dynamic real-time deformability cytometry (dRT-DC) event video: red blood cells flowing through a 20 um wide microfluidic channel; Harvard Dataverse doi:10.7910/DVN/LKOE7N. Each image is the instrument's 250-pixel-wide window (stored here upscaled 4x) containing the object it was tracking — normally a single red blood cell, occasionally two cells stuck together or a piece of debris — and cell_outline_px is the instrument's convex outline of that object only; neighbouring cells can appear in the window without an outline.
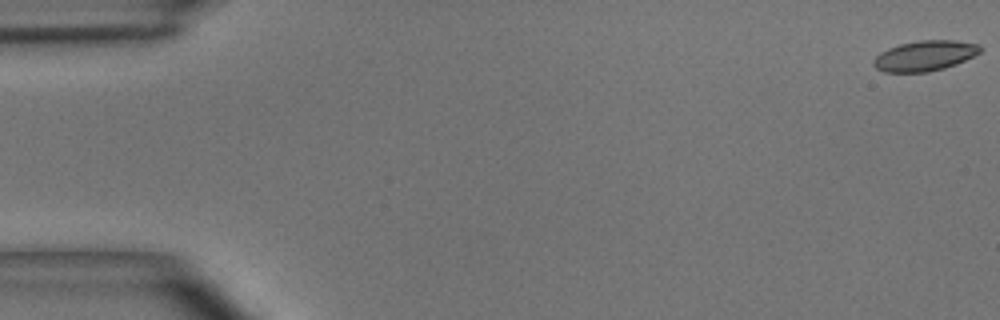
{"species": "common noctule bat (a hibernating species)", "species_latin": "Nyctalus noctula", "temperature_condition": "room temperature", "stored_images_in_passage": 13, "camera_frame_rate_fps": 3000, "um_per_image_px": 0.085, "animal": {"sex": "male", "body_mass_g": 15.6}, "frame": {"image": 1, "passage_image": 1, "time_ms": 0.0, "image_size_px": [1000, 320], "cell_outline_px": [[980, 52], [956, 64], [944, 68], [928, 72], [884, 72], [876, 68], [872, 64], [876, 56], [880, 52], [888, 48], [900, 44], [920, 40], [956, 40], [980, 44]], "centroid_in_image_um": [78.59, 4.74], "position_along_channel_um": 6.4, "area_um2": 18.79}}
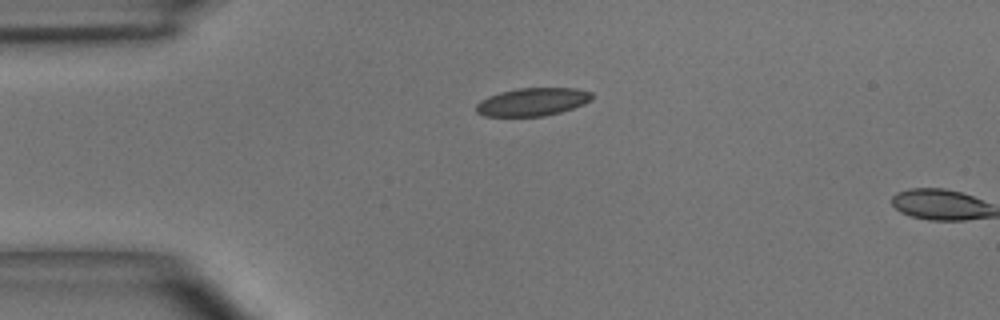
{"frame": {"image": 2, "passage_image": 12, "time_ms": 3.667, "image_size_px": [1000, 320], "cell_outline_px": [[592, 100], [584, 104], [560, 112], [544, 116], [484, 116], [476, 112], [476, 104], [480, 100], [488, 96], [500, 92], [516, 88], [576, 88], [592, 92]], "centroid_in_image_um": [45.25, 8.65], "position_along_channel_um": 39.7, "area_um2": 18.96}}